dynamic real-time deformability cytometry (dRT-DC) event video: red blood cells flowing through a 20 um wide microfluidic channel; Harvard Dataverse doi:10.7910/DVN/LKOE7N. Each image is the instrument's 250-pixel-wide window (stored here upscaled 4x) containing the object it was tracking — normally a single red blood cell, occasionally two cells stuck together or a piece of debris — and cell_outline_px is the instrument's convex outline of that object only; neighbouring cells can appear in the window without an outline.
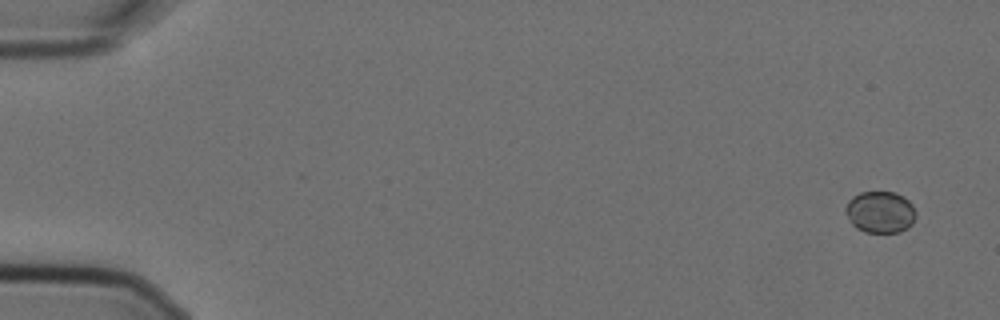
{"species": "Egyptian fruit bat (a non-hibernating species)", "species_latin": "Rousettus aegyptiacus", "temperature_condition": "cold", "stored_images_in_passage": 6, "segment_of_instrument_passage": [1, 2], "camera_frame_rate_fps": 3000, "um_per_image_px": 0.085, "animal": {"sex": "female"}, "frame": {"image": 1, "passage_image": 1, "time_ms": 0.0, "image_size_px": [1000, 320], "cell_outline_px": [[916, 216], [912, 224], [908, 228], [900, 232], [864, 232], [856, 228], [852, 224], [844, 212], [844, 208], [848, 200], [852, 196], [860, 192], [896, 192], [904, 196], [912, 204], [916, 212]], "centroid_in_image_um": [74.81, 18.02], "position_along_channel_um": 10.2, "area_um2": 17.4}}